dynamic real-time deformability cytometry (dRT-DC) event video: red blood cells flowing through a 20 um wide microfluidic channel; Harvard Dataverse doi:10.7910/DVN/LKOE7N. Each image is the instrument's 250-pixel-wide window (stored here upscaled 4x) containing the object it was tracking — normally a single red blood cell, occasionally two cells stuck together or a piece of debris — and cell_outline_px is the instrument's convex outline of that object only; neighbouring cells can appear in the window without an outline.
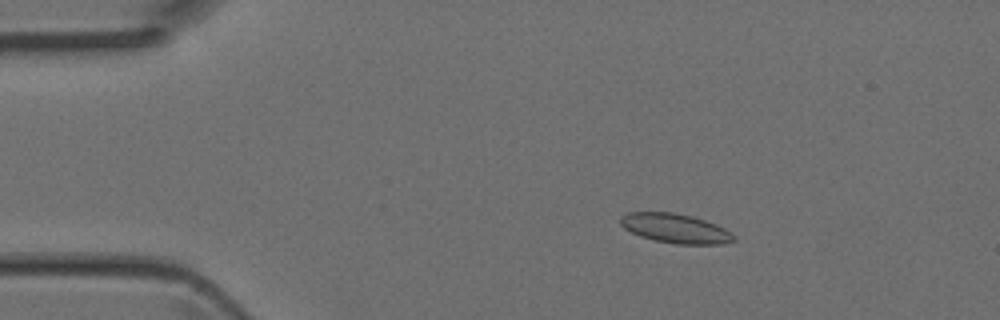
{"species": "Egyptian fruit bat (a non-hibernating species)", "species_latin": "Rousettus aegyptiacus", "temperature_condition": "room temperature", "stored_images_in_passage": 6, "camera_frame_rate_fps": 3000, "um_per_image_px": 0.085, "animal": {"sex": "female"}, "frame": {"image": 1, "passage_image": 2, "time_ms": 0.333, "image_size_px": [1000, 320], "cell_outline_px": [[736, 240], [720, 244], [676, 244], [656, 240], [640, 236], [624, 228], [620, 224], [620, 216], [628, 212], [672, 212], [692, 216], [716, 224], [732, 232], [736, 236]], "centroid_in_image_um": [57.42, 19.41], "position_along_channel_um": 27.6, "area_um2": 19.42}}
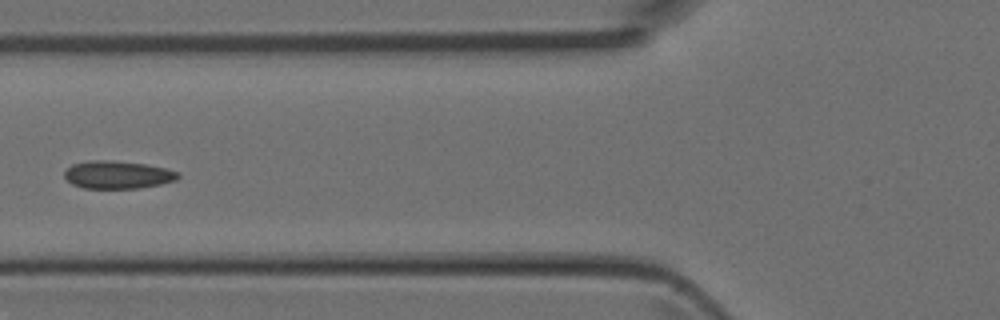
{"frame": {"image": 2, "passage_image": 5, "time_ms": 1.333, "image_size_px": [1000, 320], "cell_outline_px": [[180, 176], [176, 180], [160, 184], [140, 188], [84, 188], [72, 184], [64, 176], [64, 172], [72, 164], [88, 160], [108, 160], [144, 164], [164, 168], [180, 172]], "centroid_in_image_um": [9.99, 14.85], "position_along_channel_um": 115.8, "area_um2": 18.32}}
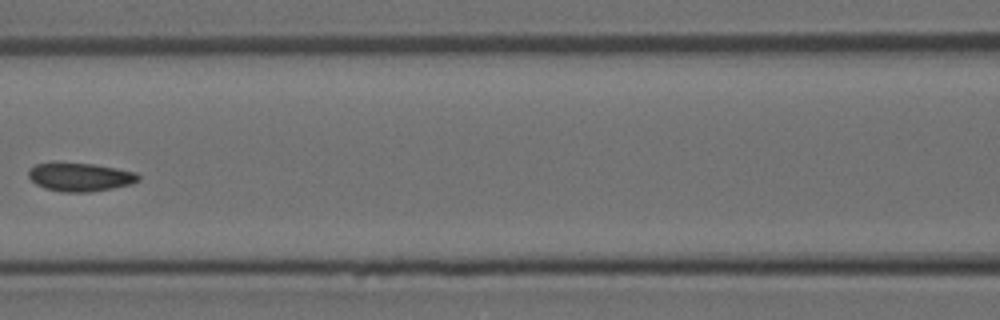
{"frame": {"image": 3, "passage_image": 6, "time_ms": 1.667, "image_size_px": [1000, 320], "cell_outline_px": [[140, 180], [132, 184], [92, 192], [60, 192], [44, 188], [36, 184], [28, 176], [28, 168], [36, 164], [92, 164], [116, 168], [136, 172], [140, 176]], "centroid_in_image_um": [6.83, 15.07], "position_along_channel_um": 159.8, "area_um2": 18.03}}